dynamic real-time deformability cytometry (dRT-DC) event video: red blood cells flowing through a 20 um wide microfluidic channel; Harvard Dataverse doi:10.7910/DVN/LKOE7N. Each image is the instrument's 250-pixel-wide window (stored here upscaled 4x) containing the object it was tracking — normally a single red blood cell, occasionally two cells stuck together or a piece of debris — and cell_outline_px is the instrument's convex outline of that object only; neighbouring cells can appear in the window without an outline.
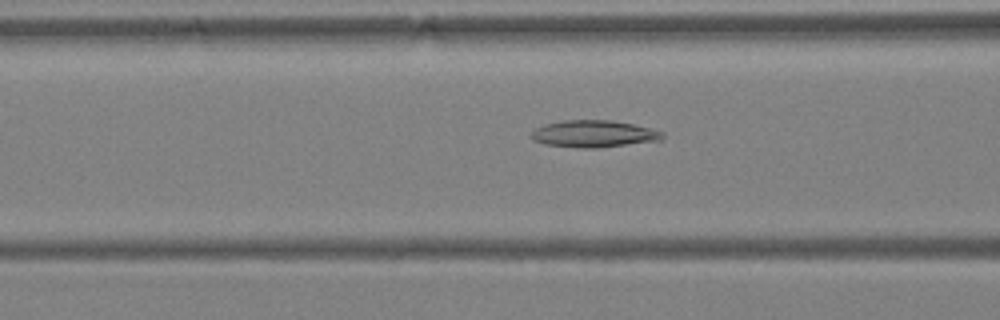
{"species": "Egyptian fruit bat (a non-hibernating species)", "species_latin": "Rousettus aegyptiacus", "temperature_condition": "warm", "stored_images_in_passage": 39, "camera_frame_rate_fps": 3000, "um_per_image_px": 0.085, "animal": {"sex": "female"}, "frame": {"image": 1, "passage_image": 11, "time_ms": 3.333, "image_size_px": [1000, 320], "cell_outline_px": [[664, 136], [660, 140], [596, 148], [580, 148], [544, 144], [532, 140], [532, 132], [536, 128], [548, 124], [564, 120], [612, 120], [632, 124], [664, 132]], "centroid_in_image_um": [50.47, 11.38], "position_along_channel_um": 116.1, "area_um2": 20.35}}
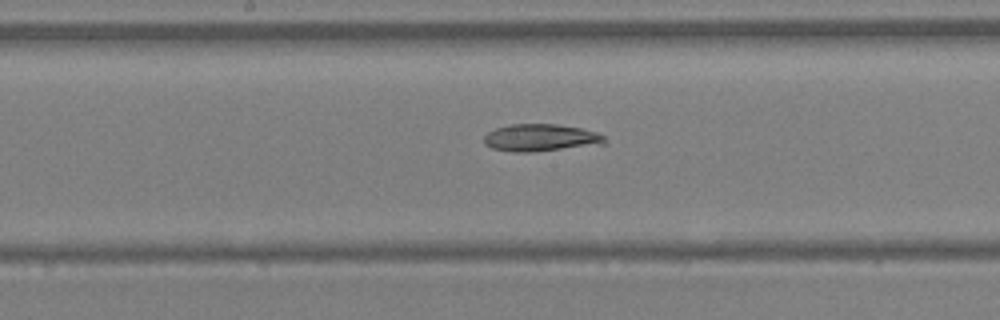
{"frame": {"image": 2, "passage_image": 17, "time_ms": 5.333, "image_size_px": [1000, 320], "cell_outline_px": [[604, 144], [532, 152], [512, 152], [492, 148], [484, 144], [484, 136], [488, 132], [496, 128], [508, 124], [556, 124], [580, 128], [596, 132], [604, 136]], "centroid_in_image_um": [45.92, 11.71], "position_along_channel_um": 202.3, "area_um2": 19.13}}
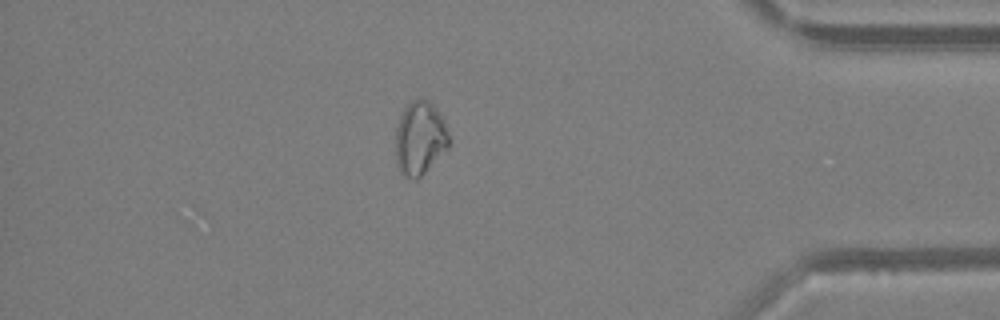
{"frame": {"image": 3, "passage_image": 33, "time_ms": 10.667, "image_size_px": [1000, 320], "cell_outline_px": [[448, 148], [416, 180], [412, 180], [404, 176], [400, 172], [396, 164], [396, 128], [400, 116], [404, 108], [412, 100], [420, 96], [428, 100], [432, 104], [444, 120], [448, 132]], "centroid_in_image_um": [35.67, 11.73], "position_along_channel_um": 399.5, "area_um2": 22.89}}